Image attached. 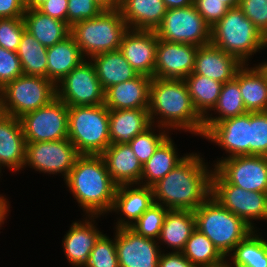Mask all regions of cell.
I'll return each instance as SVG.
<instances>
[{
	"label": "cell",
	"mask_w": 267,
	"mask_h": 267,
	"mask_svg": "<svg viewBox=\"0 0 267 267\" xmlns=\"http://www.w3.org/2000/svg\"><path fill=\"white\" fill-rule=\"evenodd\" d=\"M167 211L164 206L154 203L129 228L140 236L156 240L160 235Z\"/></svg>",
	"instance_id": "39"
},
{
	"label": "cell",
	"mask_w": 267,
	"mask_h": 267,
	"mask_svg": "<svg viewBox=\"0 0 267 267\" xmlns=\"http://www.w3.org/2000/svg\"><path fill=\"white\" fill-rule=\"evenodd\" d=\"M25 0H0V18H23Z\"/></svg>",
	"instance_id": "48"
},
{
	"label": "cell",
	"mask_w": 267,
	"mask_h": 267,
	"mask_svg": "<svg viewBox=\"0 0 267 267\" xmlns=\"http://www.w3.org/2000/svg\"><path fill=\"white\" fill-rule=\"evenodd\" d=\"M193 5L210 28L218 23L230 9L222 3V0H194Z\"/></svg>",
	"instance_id": "46"
},
{
	"label": "cell",
	"mask_w": 267,
	"mask_h": 267,
	"mask_svg": "<svg viewBox=\"0 0 267 267\" xmlns=\"http://www.w3.org/2000/svg\"><path fill=\"white\" fill-rule=\"evenodd\" d=\"M173 142L171 137L168 136L142 166L140 185L151 187L186 158L188 154L178 157L179 154L176 152L177 148H175L176 145Z\"/></svg>",
	"instance_id": "32"
},
{
	"label": "cell",
	"mask_w": 267,
	"mask_h": 267,
	"mask_svg": "<svg viewBox=\"0 0 267 267\" xmlns=\"http://www.w3.org/2000/svg\"><path fill=\"white\" fill-rule=\"evenodd\" d=\"M151 77L138 74L135 78L105 90L104 105L108 109H148Z\"/></svg>",
	"instance_id": "23"
},
{
	"label": "cell",
	"mask_w": 267,
	"mask_h": 267,
	"mask_svg": "<svg viewBox=\"0 0 267 267\" xmlns=\"http://www.w3.org/2000/svg\"><path fill=\"white\" fill-rule=\"evenodd\" d=\"M79 155L69 139L26 143L24 168L29 166L35 171L50 175L62 174L65 180Z\"/></svg>",
	"instance_id": "13"
},
{
	"label": "cell",
	"mask_w": 267,
	"mask_h": 267,
	"mask_svg": "<svg viewBox=\"0 0 267 267\" xmlns=\"http://www.w3.org/2000/svg\"><path fill=\"white\" fill-rule=\"evenodd\" d=\"M210 30L204 18L192 5L167 9L155 33L161 40L200 47L210 43Z\"/></svg>",
	"instance_id": "10"
},
{
	"label": "cell",
	"mask_w": 267,
	"mask_h": 267,
	"mask_svg": "<svg viewBox=\"0 0 267 267\" xmlns=\"http://www.w3.org/2000/svg\"><path fill=\"white\" fill-rule=\"evenodd\" d=\"M214 170L229 184L246 191L267 193V157L235 156L219 158Z\"/></svg>",
	"instance_id": "14"
},
{
	"label": "cell",
	"mask_w": 267,
	"mask_h": 267,
	"mask_svg": "<svg viewBox=\"0 0 267 267\" xmlns=\"http://www.w3.org/2000/svg\"><path fill=\"white\" fill-rule=\"evenodd\" d=\"M84 59L74 38L68 36L47 49V79L57 85Z\"/></svg>",
	"instance_id": "29"
},
{
	"label": "cell",
	"mask_w": 267,
	"mask_h": 267,
	"mask_svg": "<svg viewBox=\"0 0 267 267\" xmlns=\"http://www.w3.org/2000/svg\"><path fill=\"white\" fill-rule=\"evenodd\" d=\"M19 120L26 143L68 139V106L58 97Z\"/></svg>",
	"instance_id": "11"
},
{
	"label": "cell",
	"mask_w": 267,
	"mask_h": 267,
	"mask_svg": "<svg viewBox=\"0 0 267 267\" xmlns=\"http://www.w3.org/2000/svg\"><path fill=\"white\" fill-rule=\"evenodd\" d=\"M242 66L243 63L237 58L209 43L198 47L191 74L202 75L225 83L234 79Z\"/></svg>",
	"instance_id": "20"
},
{
	"label": "cell",
	"mask_w": 267,
	"mask_h": 267,
	"mask_svg": "<svg viewBox=\"0 0 267 267\" xmlns=\"http://www.w3.org/2000/svg\"><path fill=\"white\" fill-rule=\"evenodd\" d=\"M68 139L79 154L101 155L111 144L109 109L104 104L68 107Z\"/></svg>",
	"instance_id": "6"
},
{
	"label": "cell",
	"mask_w": 267,
	"mask_h": 267,
	"mask_svg": "<svg viewBox=\"0 0 267 267\" xmlns=\"http://www.w3.org/2000/svg\"><path fill=\"white\" fill-rule=\"evenodd\" d=\"M181 253L195 267H224L226 258L212 241L198 229H194Z\"/></svg>",
	"instance_id": "35"
},
{
	"label": "cell",
	"mask_w": 267,
	"mask_h": 267,
	"mask_svg": "<svg viewBox=\"0 0 267 267\" xmlns=\"http://www.w3.org/2000/svg\"><path fill=\"white\" fill-rule=\"evenodd\" d=\"M104 90L112 85L135 78L138 73L120 50L109 51L90 58Z\"/></svg>",
	"instance_id": "30"
},
{
	"label": "cell",
	"mask_w": 267,
	"mask_h": 267,
	"mask_svg": "<svg viewBox=\"0 0 267 267\" xmlns=\"http://www.w3.org/2000/svg\"><path fill=\"white\" fill-rule=\"evenodd\" d=\"M157 44L155 31L128 29L119 50L138 74L153 78Z\"/></svg>",
	"instance_id": "18"
},
{
	"label": "cell",
	"mask_w": 267,
	"mask_h": 267,
	"mask_svg": "<svg viewBox=\"0 0 267 267\" xmlns=\"http://www.w3.org/2000/svg\"><path fill=\"white\" fill-rule=\"evenodd\" d=\"M152 125L146 131L136 135L128 144L134 152L135 156L142 164V166L149 160V158L155 153L159 145L169 136V132L163 129V127ZM153 127H158L157 134ZM153 130V131H152Z\"/></svg>",
	"instance_id": "38"
},
{
	"label": "cell",
	"mask_w": 267,
	"mask_h": 267,
	"mask_svg": "<svg viewBox=\"0 0 267 267\" xmlns=\"http://www.w3.org/2000/svg\"><path fill=\"white\" fill-rule=\"evenodd\" d=\"M106 168L117 186L138 185L142 176V164L129 144H110L101 154Z\"/></svg>",
	"instance_id": "25"
},
{
	"label": "cell",
	"mask_w": 267,
	"mask_h": 267,
	"mask_svg": "<svg viewBox=\"0 0 267 267\" xmlns=\"http://www.w3.org/2000/svg\"><path fill=\"white\" fill-rule=\"evenodd\" d=\"M211 196L254 230L253 220H267V193L246 191L229 184L214 169L211 177Z\"/></svg>",
	"instance_id": "9"
},
{
	"label": "cell",
	"mask_w": 267,
	"mask_h": 267,
	"mask_svg": "<svg viewBox=\"0 0 267 267\" xmlns=\"http://www.w3.org/2000/svg\"><path fill=\"white\" fill-rule=\"evenodd\" d=\"M212 111L218 116L212 117L211 113L203 119V134L215 123L247 113L239 83L235 79L223 83L217 104Z\"/></svg>",
	"instance_id": "34"
},
{
	"label": "cell",
	"mask_w": 267,
	"mask_h": 267,
	"mask_svg": "<svg viewBox=\"0 0 267 267\" xmlns=\"http://www.w3.org/2000/svg\"><path fill=\"white\" fill-rule=\"evenodd\" d=\"M117 186L111 212H117L120 219L115 228H129L154 204L153 190L150 186L138 184ZM125 216V217H122ZM126 220V221H125Z\"/></svg>",
	"instance_id": "21"
},
{
	"label": "cell",
	"mask_w": 267,
	"mask_h": 267,
	"mask_svg": "<svg viewBox=\"0 0 267 267\" xmlns=\"http://www.w3.org/2000/svg\"><path fill=\"white\" fill-rule=\"evenodd\" d=\"M10 204L8 199L0 194V227L4 224L5 219L8 216Z\"/></svg>",
	"instance_id": "51"
},
{
	"label": "cell",
	"mask_w": 267,
	"mask_h": 267,
	"mask_svg": "<svg viewBox=\"0 0 267 267\" xmlns=\"http://www.w3.org/2000/svg\"><path fill=\"white\" fill-rule=\"evenodd\" d=\"M99 216H87L83 221L73 222L63 240V251L72 267H84L90 257V252L103 232L95 225Z\"/></svg>",
	"instance_id": "19"
},
{
	"label": "cell",
	"mask_w": 267,
	"mask_h": 267,
	"mask_svg": "<svg viewBox=\"0 0 267 267\" xmlns=\"http://www.w3.org/2000/svg\"><path fill=\"white\" fill-rule=\"evenodd\" d=\"M197 49L195 45L158 39L154 77L184 80L193 72Z\"/></svg>",
	"instance_id": "17"
},
{
	"label": "cell",
	"mask_w": 267,
	"mask_h": 267,
	"mask_svg": "<svg viewBox=\"0 0 267 267\" xmlns=\"http://www.w3.org/2000/svg\"><path fill=\"white\" fill-rule=\"evenodd\" d=\"M119 267H158L161 248L157 240L136 234L130 228H115Z\"/></svg>",
	"instance_id": "15"
},
{
	"label": "cell",
	"mask_w": 267,
	"mask_h": 267,
	"mask_svg": "<svg viewBox=\"0 0 267 267\" xmlns=\"http://www.w3.org/2000/svg\"><path fill=\"white\" fill-rule=\"evenodd\" d=\"M163 2L167 9H177L194 4V0H163Z\"/></svg>",
	"instance_id": "50"
},
{
	"label": "cell",
	"mask_w": 267,
	"mask_h": 267,
	"mask_svg": "<svg viewBox=\"0 0 267 267\" xmlns=\"http://www.w3.org/2000/svg\"><path fill=\"white\" fill-rule=\"evenodd\" d=\"M148 111L152 125L157 123L166 131L178 129L203 136V118L194 108L183 79L153 77ZM155 118L158 122H155Z\"/></svg>",
	"instance_id": "2"
},
{
	"label": "cell",
	"mask_w": 267,
	"mask_h": 267,
	"mask_svg": "<svg viewBox=\"0 0 267 267\" xmlns=\"http://www.w3.org/2000/svg\"><path fill=\"white\" fill-rule=\"evenodd\" d=\"M184 81L194 108L204 119L217 104L223 83L198 74H190Z\"/></svg>",
	"instance_id": "36"
},
{
	"label": "cell",
	"mask_w": 267,
	"mask_h": 267,
	"mask_svg": "<svg viewBox=\"0 0 267 267\" xmlns=\"http://www.w3.org/2000/svg\"><path fill=\"white\" fill-rule=\"evenodd\" d=\"M119 10L129 29L155 31L167 8L163 0H121Z\"/></svg>",
	"instance_id": "27"
},
{
	"label": "cell",
	"mask_w": 267,
	"mask_h": 267,
	"mask_svg": "<svg viewBox=\"0 0 267 267\" xmlns=\"http://www.w3.org/2000/svg\"><path fill=\"white\" fill-rule=\"evenodd\" d=\"M238 7L267 38V0H240Z\"/></svg>",
	"instance_id": "43"
},
{
	"label": "cell",
	"mask_w": 267,
	"mask_h": 267,
	"mask_svg": "<svg viewBox=\"0 0 267 267\" xmlns=\"http://www.w3.org/2000/svg\"><path fill=\"white\" fill-rule=\"evenodd\" d=\"M103 10H117L120 7L119 0H94Z\"/></svg>",
	"instance_id": "52"
},
{
	"label": "cell",
	"mask_w": 267,
	"mask_h": 267,
	"mask_svg": "<svg viewBox=\"0 0 267 267\" xmlns=\"http://www.w3.org/2000/svg\"><path fill=\"white\" fill-rule=\"evenodd\" d=\"M37 9L52 18L67 23L68 0H47Z\"/></svg>",
	"instance_id": "47"
},
{
	"label": "cell",
	"mask_w": 267,
	"mask_h": 267,
	"mask_svg": "<svg viewBox=\"0 0 267 267\" xmlns=\"http://www.w3.org/2000/svg\"><path fill=\"white\" fill-rule=\"evenodd\" d=\"M47 0H25L26 8L37 9L41 4Z\"/></svg>",
	"instance_id": "53"
},
{
	"label": "cell",
	"mask_w": 267,
	"mask_h": 267,
	"mask_svg": "<svg viewBox=\"0 0 267 267\" xmlns=\"http://www.w3.org/2000/svg\"><path fill=\"white\" fill-rule=\"evenodd\" d=\"M158 267H195L181 252H161Z\"/></svg>",
	"instance_id": "49"
},
{
	"label": "cell",
	"mask_w": 267,
	"mask_h": 267,
	"mask_svg": "<svg viewBox=\"0 0 267 267\" xmlns=\"http://www.w3.org/2000/svg\"><path fill=\"white\" fill-rule=\"evenodd\" d=\"M243 66L237 71L235 80L247 112L267 111V65L265 62L254 67Z\"/></svg>",
	"instance_id": "24"
},
{
	"label": "cell",
	"mask_w": 267,
	"mask_h": 267,
	"mask_svg": "<svg viewBox=\"0 0 267 267\" xmlns=\"http://www.w3.org/2000/svg\"><path fill=\"white\" fill-rule=\"evenodd\" d=\"M204 161L200 154L189 153L164 178L151 186L154 203L168 210L195 211L211 195L213 170Z\"/></svg>",
	"instance_id": "1"
},
{
	"label": "cell",
	"mask_w": 267,
	"mask_h": 267,
	"mask_svg": "<svg viewBox=\"0 0 267 267\" xmlns=\"http://www.w3.org/2000/svg\"><path fill=\"white\" fill-rule=\"evenodd\" d=\"M226 258V267H267V240L252 231Z\"/></svg>",
	"instance_id": "33"
},
{
	"label": "cell",
	"mask_w": 267,
	"mask_h": 267,
	"mask_svg": "<svg viewBox=\"0 0 267 267\" xmlns=\"http://www.w3.org/2000/svg\"><path fill=\"white\" fill-rule=\"evenodd\" d=\"M22 75L23 70L17 52L0 46V89Z\"/></svg>",
	"instance_id": "44"
},
{
	"label": "cell",
	"mask_w": 267,
	"mask_h": 267,
	"mask_svg": "<svg viewBox=\"0 0 267 267\" xmlns=\"http://www.w3.org/2000/svg\"><path fill=\"white\" fill-rule=\"evenodd\" d=\"M194 229V211L168 210L157 241L172 248L174 252H181Z\"/></svg>",
	"instance_id": "31"
},
{
	"label": "cell",
	"mask_w": 267,
	"mask_h": 267,
	"mask_svg": "<svg viewBox=\"0 0 267 267\" xmlns=\"http://www.w3.org/2000/svg\"><path fill=\"white\" fill-rule=\"evenodd\" d=\"M152 126L148 109H109L111 144H128Z\"/></svg>",
	"instance_id": "26"
},
{
	"label": "cell",
	"mask_w": 267,
	"mask_h": 267,
	"mask_svg": "<svg viewBox=\"0 0 267 267\" xmlns=\"http://www.w3.org/2000/svg\"><path fill=\"white\" fill-rule=\"evenodd\" d=\"M26 141L20 120L0 113V167L12 172L24 169Z\"/></svg>",
	"instance_id": "22"
},
{
	"label": "cell",
	"mask_w": 267,
	"mask_h": 267,
	"mask_svg": "<svg viewBox=\"0 0 267 267\" xmlns=\"http://www.w3.org/2000/svg\"><path fill=\"white\" fill-rule=\"evenodd\" d=\"M25 29L23 18H0V46L17 52Z\"/></svg>",
	"instance_id": "42"
},
{
	"label": "cell",
	"mask_w": 267,
	"mask_h": 267,
	"mask_svg": "<svg viewBox=\"0 0 267 267\" xmlns=\"http://www.w3.org/2000/svg\"><path fill=\"white\" fill-rule=\"evenodd\" d=\"M0 113H2L1 111V89H0Z\"/></svg>",
	"instance_id": "55"
},
{
	"label": "cell",
	"mask_w": 267,
	"mask_h": 267,
	"mask_svg": "<svg viewBox=\"0 0 267 267\" xmlns=\"http://www.w3.org/2000/svg\"><path fill=\"white\" fill-rule=\"evenodd\" d=\"M250 155L267 157V111L250 112Z\"/></svg>",
	"instance_id": "41"
},
{
	"label": "cell",
	"mask_w": 267,
	"mask_h": 267,
	"mask_svg": "<svg viewBox=\"0 0 267 267\" xmlns=\"http://www.w3.org/2000/svg\"><path fill=\"white\" fill-rule=\"evenodd\" d=\"M103 11L94 0H68L67 24L93 19Z\"/></svg>",
	"instance_id": "45"
},
{
	"label": "cell",
	"mask_w": 267,
	"mask_h": 267,
	"mask_svg": "<svg viewBox=\"0 0 267 267\" xmlns=\"http://www.w3.org/2000/svg\"><path fill=\"white\" fill-rule=\"evenodd\" d=\"M63 181L87 216L111 212L117 185L101 155L80 154Z\"/></svg>",
	"instance_id": "3"
},
{
	"label": "cell",
	"mask_w": 267,
	"mask_h": 267,
	"mask_svg": "<svg viewBox=\"0 0 267 267\" xmlns=\"http://www.w3.org/2000/svg\"><path fill=\"white\" fill-rule=\"evenodd\" d=\"M128 29L119 9L103 10L93 19L72 25L70 35L80 47L84 58L90 59L101 53L119 50Z\"/></svg>",
	"instance_id": "7"
},
{
	"label": "cell",
	"mask_w": 267,
	"mask_h": 267,
	"mask_svg": "<svg viewBox=\"0 0 267 267\" xmlns=\"http://www.w3.org/2000/svg\"><path fill=\"white\" fill-rule=\"evenodd\" d=\"M194 216L195 228L205 234L225 258L254 231L211 195L194 211Z\"/></svg>",
	"instance_id": "5"
},
{
	"label": "cell",
	"mask_w": 267,
	"mask_h": 267,
	"mask_svg": "<svg viewBox=\"0 0 267 267\" xmlns=\"http://www.w3.org/2000/svg\"><path fill=\"white\" fill-rule=\"evenodd\" d=\"M210 43L248 64L252 55L267 47V38L237 6L211 28Z\"/></svg>",
	"instance_id": "4"
},
{
	"label": "cell",
	"mask_w": 267,
	"mask_h": 267,
	"mask_svg": "<svg viewBox=\"0 0 267 267\" xmlns=\"http://www.w3.org/2000/svg\"><path fill=\"white\" fill-rule=\"evenodd\" d=\"M57 97L56 85L45 77L22 75L1 89V111L20 118Z\"/></svg>",
	"instance_id": "8"
},
{
	"label": "cell",
	"mask_w": 267,
	"mask_h": 267,
	"mask_svg": "<svg viewBox=\"0 0 267 267\" xmlns=\"http://www.w3.org/2000/svg\"><path fill=\"white\" fill-rule=\"evenodd\" d=\"M47 49L30 32L24 30L17 50L23 75L47 78Z\"/></svg>",
	"instance_id": "37"
},
{
	"label": "cell",
	"mask_w": 267,
	"mask_h": 267,
	"mask_svg": "<svg viewBox=\"0 0 267 267\" xmlns=\"http://www.w3.org/2000/svg\"><path fill=\"white\" fill-rule=\"evenodd\" d=\"M240 0H222V3L226 4L230 8L237 7L239 5Z\"/></svg>",
	"instance_id": "54"
},
{
	"label": "cell",
	"mask_w": 267,
	"mask_h": 267,
	"mask_svg": "<svg viewBox=\"0 0 267 267\" xmlns=\"http://www.w3.org/2000/svg\"><path fill=\"white\" fill-rule=\"evenodd\" d=\"M57 97L68 107L104 104L105 90L90 59H84L57 85Z\"/></svg>",
	"instance_id": "12"
},
{
	"label": "cell",
	"mask_w": 267,
	"mask_h": 267,
	"mask_svg": "<svg viewBox=\"0 0 267 267\" xmlns=\"http://www.w3.org/2000/svg\"><path fill=\"white\" fill-rule=\"evenodd\" d=\"M114 237L112 239L106 234H102L90 252L89 260L84 267H119L116 252V232Z\"/></svg>",
	"instance_id": "40"
},
{
	"label": "cell",
	"mask_w": 267,
	"mask_h": 267,
	"mask_svg": "<svg viewBox=\"0 0 267 267\" xmlns=\"http://www.w3.org/2000/svg\"><path fill=\"white\" fill-rule=\"evenodd\" d=\"M25 27L46 48L52 47L70 36L71 27L38 9L26 8L23 15Z\"/></svg>",
	"instance_id": "28"
},
{
	"label": "cell",
	"mask_w": 267,
	"mask_h": 267,
	"mask_svg": "<svg viewBox=\"0 0 267 267\" xmlns=\"http://www.w3.org/2000/svg\"><path fill=\"white\" fill-rule=\"evenodd\" d=\"M202 137L225 150L224 158L250 155V112L215 123Z\"/></svg>",
	"instance_id": "16"
}]
</instances>
